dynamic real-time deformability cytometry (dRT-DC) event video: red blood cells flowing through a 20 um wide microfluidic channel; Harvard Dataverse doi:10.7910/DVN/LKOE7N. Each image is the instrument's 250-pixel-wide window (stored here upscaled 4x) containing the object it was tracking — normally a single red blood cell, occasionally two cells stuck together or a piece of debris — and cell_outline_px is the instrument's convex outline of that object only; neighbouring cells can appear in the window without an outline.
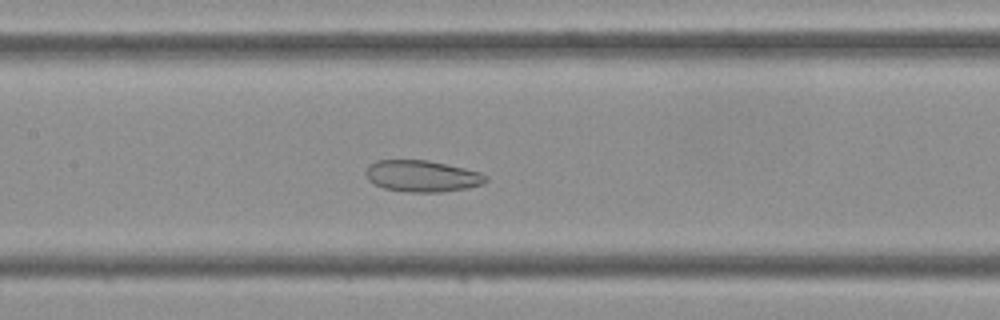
{"species": "Egyptian fruit bat (a non-hibernating species)", "species_latin": "Rousettus aegyptiacus", "temperature_condition": "cold", "stored_images_in_passage": 39, "camera_frame_rate_fps": 3000, "um_per_image_px": 0.085, "frame": {"image": 1, "passage_image": 14, "time_ms": 4.333, "image_size_px": [1000, 320], "cell_outline_px": [[488, 180], [484, 184], [468, 188], [440, 192], [408, 192], [384, 188], [368, 180], [364, 172], [368, 164], [376, 160], [428, 160], [464, 168], [480, 172], [488, 176]], "centroid_in_image_um": [35.88, 14.96], "position_along_channel_um": 171.5, "area_um2": 22.2}}
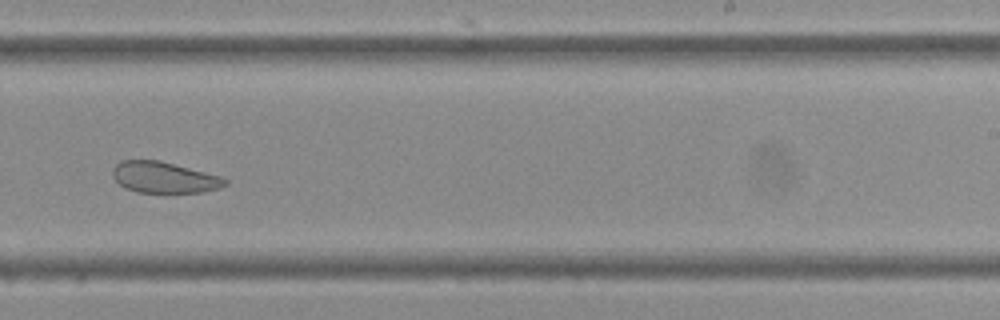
{"frame": {"image": 2, "passage_image": 21, "time_ms": 6.667, "image_size_px": [1000, 320], "cell_outline_px": [[228, 184], [220, 188], [204, 192], [136, 192], [124, 188], [112, 176], [112, 168], [120, 160], [160, 160], [220, 176], [228, 180]], "centroid_in_image_um": [13.94, 15.08], "position_along_channel_um": 275.1, "area_um2": 20.46}}
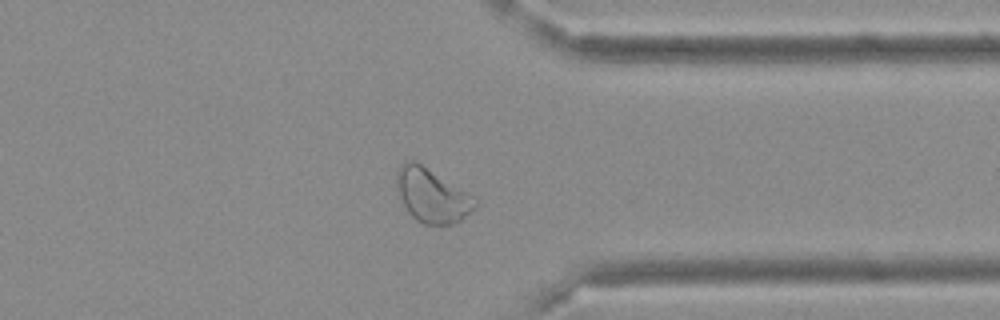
{"frame": {"image": 3, "passage_image": 28, "time_ms": 9.0, "image_size_px": [1000, 320], "cell_outline_px": [[480, 204], [476, 208], [460, 220], [452, 224], [424, 224], [416, 220], [408, 212], [400, 196], [396, 184], [396, 172], [400, 164], [408, 160], [416, 160], [480, 200]], "centroid_in_image_um": [36.74, 16.6], "position_along_channel_um": 374.7, "area_um2": 24.74}}